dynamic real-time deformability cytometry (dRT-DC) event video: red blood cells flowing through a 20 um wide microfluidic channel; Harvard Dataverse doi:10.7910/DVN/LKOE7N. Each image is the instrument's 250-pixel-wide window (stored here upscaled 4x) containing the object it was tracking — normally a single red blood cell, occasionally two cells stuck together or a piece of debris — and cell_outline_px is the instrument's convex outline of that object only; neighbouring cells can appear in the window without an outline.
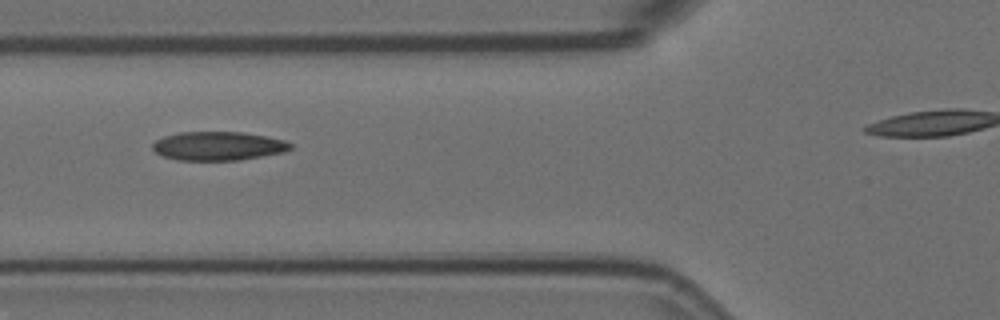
{"species": "Egyptian fruit bat (a non-hibernating species)", "species_latin": "Rousettus aegyptiacus", "temperature_condition": "room temperature", "stored_images_in_passage": 4, "camera_frame_rate_fps": 3000, "um_per_image_px": 0.085, "animal": {"sex": "female"}, "frame": {"image": 1, "passage_image": 2, "time_ms": 0.333, "image_size_px": [1000, 320], "cell_outline_px": [[292, 148], [284, 152], [240, 160], [176, 160], [164, 156], [156, 152], [152, 148], [152, 144], [156, 140], [164, 136], [180, 132], [244, 132], [284, 140], [292, 144]], "centroid_in_image_um": [18.54, 12.41], "position_along_channel_um": 107.3, "area_um2": 23.06}}